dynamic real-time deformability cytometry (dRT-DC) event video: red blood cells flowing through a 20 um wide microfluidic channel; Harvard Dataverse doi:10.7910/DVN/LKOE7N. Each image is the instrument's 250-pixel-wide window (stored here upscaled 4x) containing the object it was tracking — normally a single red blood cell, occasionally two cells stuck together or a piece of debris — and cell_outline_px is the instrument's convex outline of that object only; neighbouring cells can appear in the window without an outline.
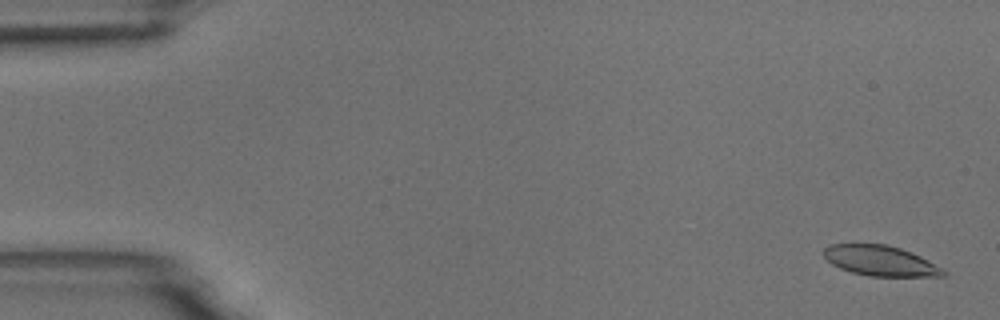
{"species": "common noctule bat (a hibernating species)", "species_latin": "Nyctalus noctula", "temperature_condition": "room temperature", "stored_images_in_passage": 54, "camera_frame_rate_fps": 3000, "um_per_image_px": 0.085, "animal": {"sex": "male", "body_mass_g": 18.8}, "frame": {"image": 1, "passage_image": 2, "time_ms": 0.333, "image_size_px": [1000, 320], "cell_outline_px": [[948, 276], [868, 276], [852, 272], [840, 268], [832, 264], [824, 256], [824, 248], [832, 244], [888, 244], [900, 248], [920, 256], [948, 272]], "centroid_in_image_um": [74.84, 22.17], "position_along_channel_um": 10.2, "area_um2": 20.92}}
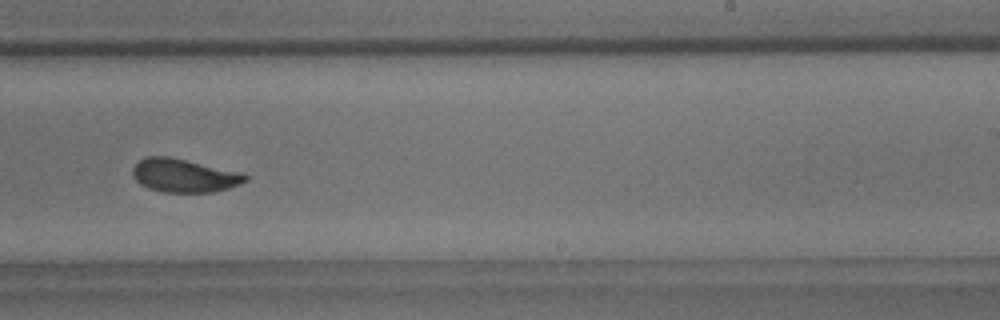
{"frame": {"image": 2, "passage_image": 34, "time_ms": 11.0, "image_size_px": [1000, 320], "cell_outline_px": [[248, 180], [240, 184], [228, 188], [212, 192], [164, 192], [148, 188], [140, 184], [132, 176], [132, 168], [144, 156], [168, 156], [244, 172], [248, 176]], "centroid_in_image_um": [15.66, 14.91], "position_along_channel_um": 273.3, "area_um2": 22.14}}
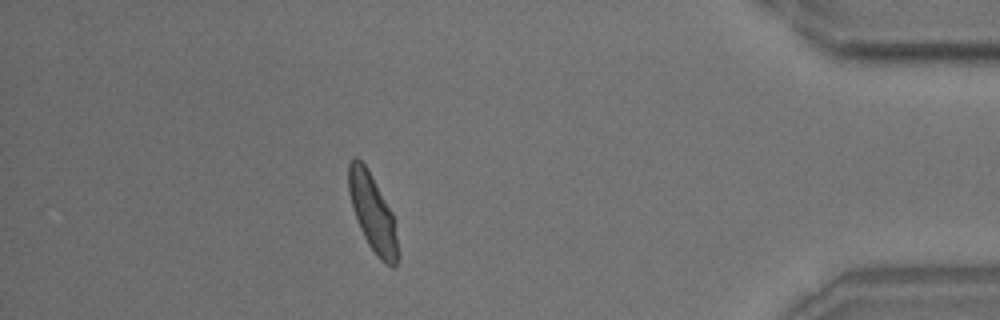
{"frame": {"image": 3, "passage_image": 48, "time_ms": 15.667, "image_size_px": [1000, 320], "cell_outline_px": [[396, 268], [392, 268], [380, 260], [376, 256], [368, 244], [360, 228], [348, 192], [348, 164], [356, 156], [368, 168], [392, 212], [396, 220]], "centroid_in_image_um": [31.67, 18.07], "position_along_channel_um": 403.5, "area_um2": 21.91}, "authors_computed_cell_mechanics": {"area_um2": 22.3108, "velocity_mm_per_s": 3.7273, "shape_relaxation_time_tau1_ms": 3.2369, "shape_relaxation_time_tau2_ms": 1.6229, "deformation_change_tau1": 0.1216, "deformation_change_tau2": 0.0727}}